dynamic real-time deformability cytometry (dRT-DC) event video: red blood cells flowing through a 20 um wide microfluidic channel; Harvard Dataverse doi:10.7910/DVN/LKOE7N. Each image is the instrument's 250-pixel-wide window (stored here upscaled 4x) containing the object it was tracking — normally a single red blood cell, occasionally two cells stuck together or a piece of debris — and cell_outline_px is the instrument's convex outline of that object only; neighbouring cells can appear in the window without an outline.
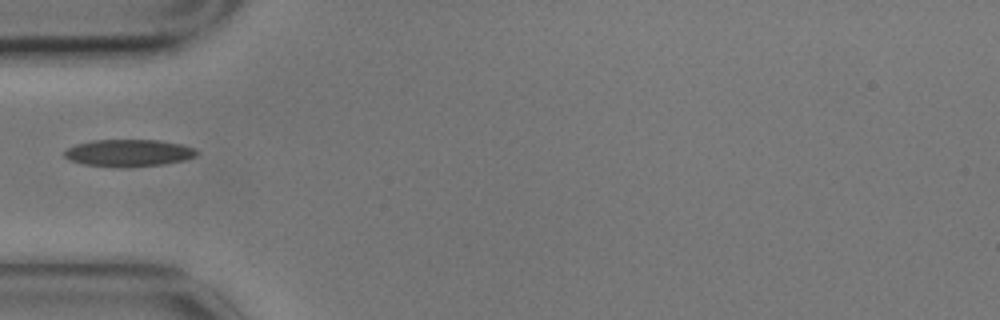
{"species": "common noctule bat (a hibernating species)", "species_latin": "Nyctalus noctula", "temperature_condition": "cold", "stored_images_in_passage": 6, "camera_frame_rate_fps": 3000, "um_per_image_px": 0.085, "animal": {"sex": "male", "body_mass_g": 17.9}, "frame": {"image": 1, "passage_image": 6, "time_ms": 1.667, "image_size_px": [1000, 320], "cell_outline_px": [[200, 152], [196, 156], [184, 160], [164, 164], [116, 168], [84, 164], [72, 160], [64, 156], [64, 152], [68, 148], [76, 144], [92, 140], [160, 140], [180, 144], [196, 148]], "centroid_in_image_um": [10.97, 13.0], "position_along_channel_um": 74.0, "area_um2": 20.98}}